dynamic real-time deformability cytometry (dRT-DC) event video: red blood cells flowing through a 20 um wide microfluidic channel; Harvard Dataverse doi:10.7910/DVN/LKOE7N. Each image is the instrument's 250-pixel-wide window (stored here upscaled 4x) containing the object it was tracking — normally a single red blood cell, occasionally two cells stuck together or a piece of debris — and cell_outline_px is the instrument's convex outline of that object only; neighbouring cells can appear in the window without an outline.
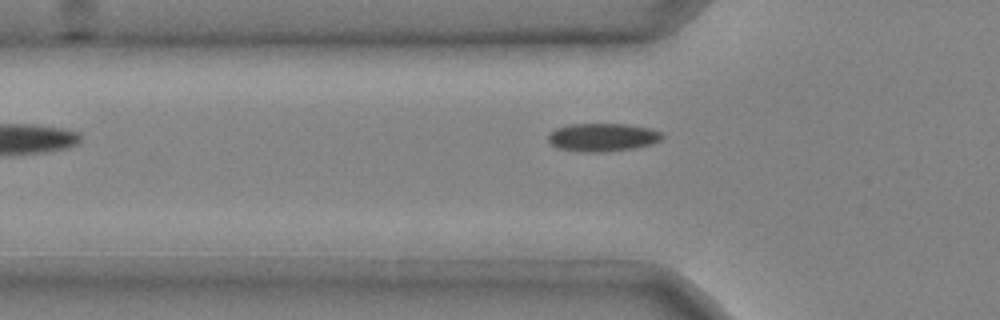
{"species": "common noctule bat (a hibernating species)", "species_latin": "Nyctalus noctula", "temperature_condition": "cold", "stored_images_in_passage": 5, "camera_frame_rate_fps": 3000, "um_per_image_px": 0.085, "animal": {"sex": "male", "body_mass_g": 20.4}, "frame": {"image": 1, "passage_image": 4, "time_ms": 1.0, "image_size_px": [1000, 320], "cell_outline_px": [[664, 136], [660, 140], [652, 144], [636, 148], [604, 152], [580, 152], [556, 148], [548, 140], [548, 136], [556, 128], [572, 124], [628, 124], [652, 128], [660, 132]], "centroid_in_image_um": [51.24, 11.68], "position_along_channel_um": 74.6, "area_um2": 18.84}}
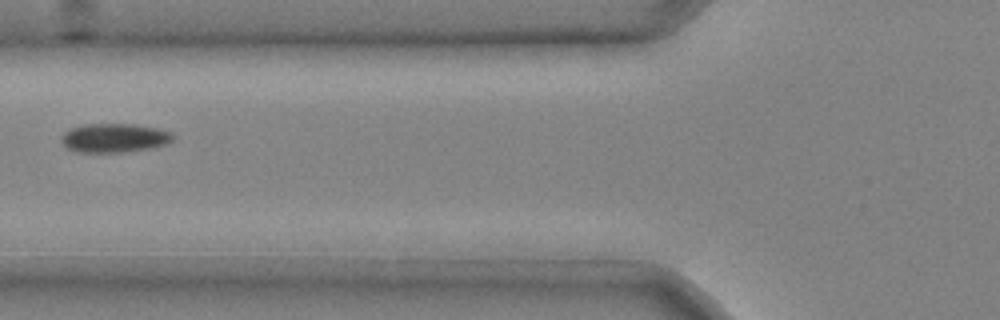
{"frame": {"image": 2, "passage_image": 5, "time_ms": 1.333, "image_size_px": [1000, 320], "cell_outline_px": [[172, 140], [168, 144], [148, 148], [124, 152], [76, 152], [68, 148], [60, 140], [64, 132], [72, 128], [84, 124], [136, 124], [156, 128], [172, 132]], "centroid_in_image_um": [9.71, 11.72], "position_along_channel_um": 116.1, "area_um2": 18.73}}